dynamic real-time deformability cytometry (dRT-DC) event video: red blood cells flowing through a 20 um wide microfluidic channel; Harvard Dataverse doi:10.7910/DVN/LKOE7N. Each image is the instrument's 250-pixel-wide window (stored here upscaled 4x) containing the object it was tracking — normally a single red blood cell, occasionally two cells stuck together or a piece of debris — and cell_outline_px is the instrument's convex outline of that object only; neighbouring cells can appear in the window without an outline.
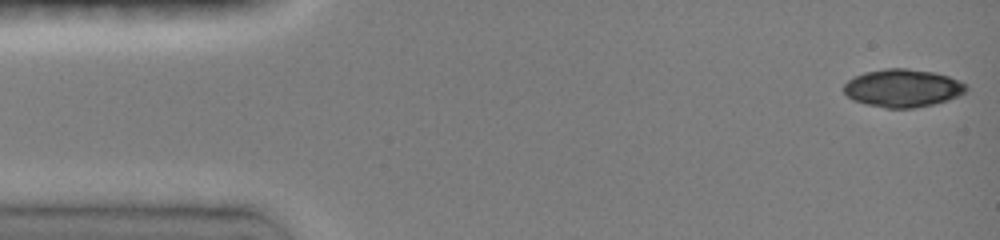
{"species": "common noctule bat (a hibernating species)", "species_latin": "Nyctalus noctula", "temperature_condition": "room temperature", "stored_images_in_passage": 18, "camera_frame_rate_fps": 3000, "um_per_image_px": 0.085, "animal": {"sex": "female", "body_mass_g": 19.0, "forearm_length_mm": 51.5}, "frame": {"image": 1, "passage_image": 1, "time_ms": 0.0, "image_size_px": [1000, 240], "cell_outline_px": [[968, 88], [960, 96], [948, 100], [932, 104], [912, 108], [884, 108], [864, 104], [852, 100], [844, 92], [844, 84], [848, 80], [864, 72], [884, 68], [904, 68], [932, 72], [948, 76], [960, 80]], "centroid_in_image_um": [76.71, 7.49], "position_along_channel_um": 8.3, "area_um2": 27.05}}
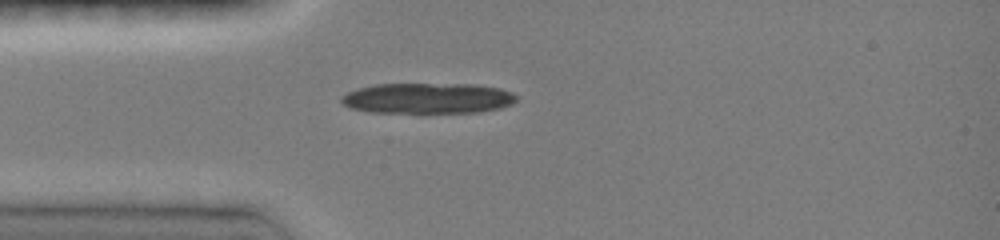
{"frame": {"image": 2, "passage_image": 12, "time_ms": 3.667, "image_size_px": [1000, 240], "cell_outline_px": [[516, 100], [512, 104], [500, 108], [480, 112], [368, 112], [348, 108], [340, 100], [340, 96], [348, 92], [360, 88], [376, 84], [472, 84], [500, 88], [512, 92], [516, 96]], "centroid_in_image_um": [36.34, 8.35], "position_along_channel_um": 48.7, "area_um2": 31.21}}